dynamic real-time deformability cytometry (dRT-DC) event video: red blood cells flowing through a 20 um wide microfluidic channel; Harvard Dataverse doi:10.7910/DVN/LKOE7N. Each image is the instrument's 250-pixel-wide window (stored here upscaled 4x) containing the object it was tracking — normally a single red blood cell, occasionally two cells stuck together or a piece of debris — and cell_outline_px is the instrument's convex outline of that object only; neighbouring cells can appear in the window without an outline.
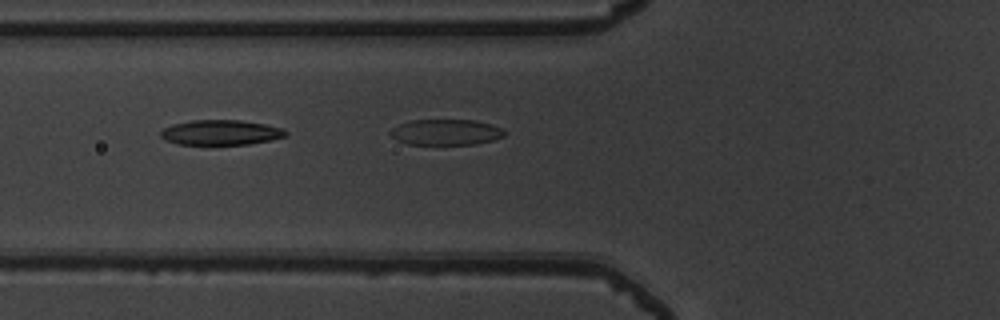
{"species": "common noctule bat (a hibernating species)", "species_latin": "Nyctalus noctula", "temperature_condition": "warm", "stored_images_in_passage": 20, "segment_of_instrument_passage": [2, 2], "camera_frame_rate_fps": 3000, "um_per_image_px": 0.085, "animal": {"sex": "male", "body_mass_g": 19.5, "forearm_length_mm": 54.6}, "frame": {"image": 1, "passage_image": 20, "time_ms": 6.333, "image_size_px": [1000, 320], "cell_outline_px": [[504, 136], [492, 140], [476, 144], [408, 144], [396, 140], [388, 132], [392, 128], [400, 124], [412, 120], [476, 120], [492, 124], [500, 128], [504, 132]], "centroid_in_image_um": [37.88, 11.23], "position_along_channel_um": 87.9, "area_um2": 17.05}}